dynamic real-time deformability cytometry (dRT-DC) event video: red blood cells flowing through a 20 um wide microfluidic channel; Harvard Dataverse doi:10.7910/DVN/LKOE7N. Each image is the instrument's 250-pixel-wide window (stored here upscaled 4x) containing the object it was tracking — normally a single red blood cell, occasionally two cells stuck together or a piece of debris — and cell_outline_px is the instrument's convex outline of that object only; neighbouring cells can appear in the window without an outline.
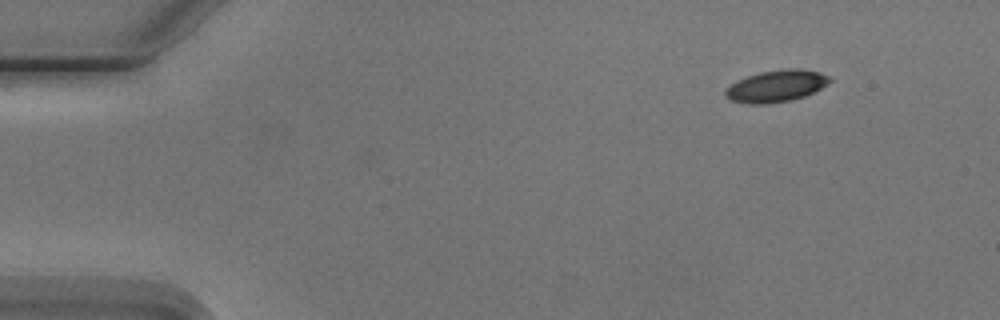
{"species": "Egyptian fruit bat (a non-hibernating species)", "species_latin": "Rousettus aegyptiacus", "temperature_condition": "cold", "stored_images_in_passage": 5, "camera_frame_rate_fps": 3000, "um_per_image_px": 0.085, "animal": {"sex": "male"}, "frame": {"image": 1, "passage_image": 1, "time_ms": 0.0, "image_size_px": [1000, 320], "cell_outline_px": [[832, 80], [828, 84], [804, 96], [792, 100], [768, 104], [748, 104], [728, 100], [724, 96], [724, 88], [736, 80], [760, 72], [788, 68], [800, 68], [820, 72], [828, 76]], "centroid_in_image_um": [65.93, 7.32], "position_along_channel_um": 19.1, "area_um2": 19.59}}
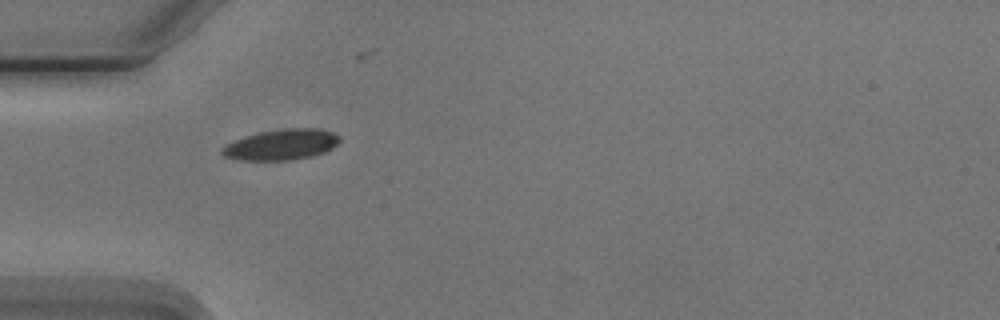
{"frame": {"image": 2, "passage_image": 4, "time_ms": 3.667, "image_size_px": [1000, 320], "cell_outline_px": [[340, 140], [332, 148], [324, 152], [312, 156], [288, 160], [240, 160], [224, 156], [220, 152], [220, 148], [236, 140], [260, 132], [288, 128], [320, 128], [332, 132], [340, 136]], "centroid_in_image_um": [23.94, 12.29], "position_along_channel_um": 61.1, "area_um2": 20.81}}
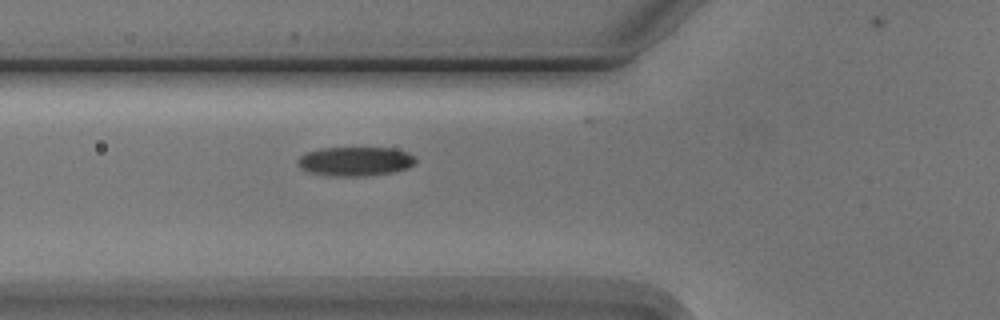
{"frame": {"image": 3, "passage_image": 5, "time_ms": 4.667, "image_size_px": [1000, 320], "cell_outline_px": [[416, 160], [408, 168], [392, 172], [364, 176], [328, 176], [312, 172], [300, 168], [296, 160], [300, 156], [308, 152], [320, 148], [392, 148], [408, 152], [416, 156]], "centroid_in_image_um": [30.2, 13.71], "position_along_channel_um": 95.6, "area_um2": 20.0}}